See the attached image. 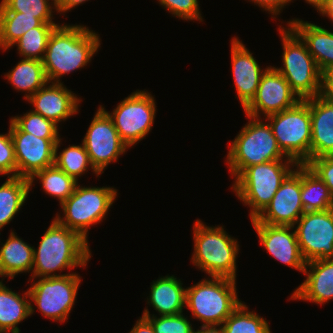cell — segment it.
Segmentation results:
<instances>
[{
	"label": "cell",
	"mask_w": 333,
	"mask_h": 333,
	"mask_svg": "<svg viewBox=\"0 0 333 333\" xmlns=\"http://www.w3.org/2000/svg\"><path fill=\"white\" fill-rule=\"evenodd\" d=\"M100 35L83 25H58L51 33L42 60L48 82L87 66L101 46Z\"/></svg>",
	"instance_id": "cell-1"
},
{
	"label": "cell",
	"mask_w": 333,
	"mask_h": 333,
	"mask_svg": "<svg viewBox=\"0 0 333 333\" xmlns=\"http://www.w3.org/2000/svg\"><path fill=\"white\" fill-rule=\"evenodd\" d=\"M89 243L76 231L68 229L53 218L38 248H34L33 268L30 278L64 276V269L86 267L91 256Z\"/></svg>",
	"instance_id": "cell-2"
},
{
	"label": "cell",
	"mask_w": 333,
	"mask_h": 333,
	"mask_svg": "<svg viewBox=\"0 0 333 333\" xmlns=\"http://www.w3.org/2000/svg\"><path fill=\"white\" fill-rule=\"evenodd\" d=\"M194 251L191 261L209 277L236 280V258L239 254L237 239L231 237L224 226H207L197 219L193 225Z\"/></svg>",
	"instance_id": "cell-3"
},
{
	"label": "cell",
	"mask_w": 333,
	"mask_h": 333,
	"mask_svg": "<svg viewBox=\"0 0 333 333\" xmlns=\"http://www.w3.org/2000/svg\"><path fill=\"white\" fill-rule=\"evenodd\" d=\"M245 116L250 120L232 140L231 145H227L229 151L225 162L234 180L247 167L275 160H293L279 148L268 121L265 123L264 120L261 121L262 118Z\"/></svg>",
	"instance_id": "cell-4"
},
{
	"label": "cell",
	"mask_w": 333,
	"mask_h": 333,
	"mask_svg": "<svg viewBox=\"0 0 333 333\" xmlns=\"http://www.w3.org/2000/svg\"><path fill=\"white\" fill-rule=\"evenodd\" d=\"M299 164L295 160H275L247 167L234 181L235 196L250 207L256 218L271 202L282 182Z\"/></svg>",
	"instance_id": "cell-5"
},
{
	"label": "cell",
	"mask_w": 333,
	"mask_h": 333,
	"mask_svg": "<svg viewBox=\"0 0 333 333\" xmlns=\"http://www.w3.org/2000/svg\"><path fill=\"white\" fill-rule=\"evenodd\" d=\"M283 67H274L300 100L321 94L322 73L300 36L288 25L279 26Z\"/></svg>",
	"instance_id": "cell-6"
},
{
	"label": "cell",
	"mask_w": 333,
	"mask_h": 333,
	"mask_svg": "<svg viewBox=\"0 0 333 333\" xmlns=\"http://www.w3.org/2000/svg\"><path fill=\"white\" fill-rule=\"evenodd\" d=\"M236 291V280L204 278L186 288L185 307L202 326L222 325L242 302Z\"/></svg>",
	"instance_id": "cell-7"
},
{
	"label": "cell",
	"mask_w": 333,
	"mask_h": 333,
	"mask_svg": "<svg viewBox=\"0 0 333 333\" xmlns=\"http://www.w3.org/2000/svg\"><path fill=\"white\" fill-rule=\"evenodd\" d=\"M117 194L114 187H85L77 184L74 192L60 205L64 217L58 213L54 218L88 242L89 228L105 219Z\"/></svg>",
	"instance_id": "cell-8"
},
{
	"label": "cell",
	"mask_w": 333,
	"mask_h": 333,
	"mask_svg": "<svg viewBox=\"0 0 333 333\" xmlns=\"http://www.w3.org/2000/svg\"><path fill=\"white\" fill-rule=\"evenodd\" d=\"M264 120L270 124L279 148L287 157L298 164L310 161L311 117L305 100Z\"/></svg>",
	"instance_id": "cell-9"
},
{
	"label": "cell",
	"mask_w": 333,
	"mask_h": 333,
	"mask_svg": "<svg viewBox=\"0 0 333 333\" xmlns=\"http://www.w3.org/2000/svg\"><path fill=\"white\" fill-rule=\"evenodd\" d=\"M31 280L33 283L27 289L30 303H34L30 304V315L35 312L33 306H37L45 318L53 322H66L77 298L81 276L73 272L64 276L31 278L30 282Z\"/></svg>",
	"instance_id": "cell-10"
},
{
	"label": "cell",
	"mask_w": 333,
	"mask_h": 333,
	"mask_svg": "<svg viewBox=\"0 0 333 333\" xmlns=\"http://www.w3.org/2000/svg\"><path fill=\"white\" fill-rule=\"evenodd\" d=\"M100 107L112 119L121 140L131 148L151 131L156 115V102L148 90H136L123 99L113 112Z\"/></svg>",
	"instance_id": "cell-11"
},
{
	"label": "cell",
	"mask_w": 333,
	"mask_h": 333,
	"mask_svg": "<svg viewBox=\"0 0 333 333\" xmlns=\"http://www.w3.org/2000/svg\"><path fill=\"white\" fill-rule=\"evenodd\" d=\"M293 228L306 263L333 258V208L304 212Z\"/></svg>",
	"instance_id": "cell-12"
},
{
	"label": "cell",
	"mask_w": 333,
	"mask_h": 333,
	"mask_svg": "<svg viewBox=\"0 0 333 333\" xmlns=\"http://www.w3.org/2000/svg\"><path fill=\"white\" fill-rule=\"evenodd\" d=\"M91 164L104 173L111 162H117L120 155L129 148L120 138L112 119L99 106L82 140Z\"/></svg>",
	"instance_id": "cell-13"
},
{
	"label": "cell",
	"mask_w": 333,
	"mask_h": 333,
	"mask_svg": "<svg viewBox=\"0 0 333 333\" xmlns=\"http://www.w3.org/2000/svg\"><path fill=\"white\" fill-rule=\"evenodd\" d=\"M301 164L287 176L276 191L271 202L254 219L252 223L294 226L303 215L301 201Z\"/></svg>",
	"instance_id": "cell-14"
},
{
	"label": "cell",
	"mask_w": 333,
	"mask_h": 333,
	"mask_svg": "<svg viewBox=\"0 0 333 333\" xmlns=\"http://www.w3.org/2000/svg\"><path fill=\"white\" fill-rule=\"evenodd\" d=\"M299 101L285 78L270 65L262 75L255 97L243 110L248 116L262 118V114L266 118L294 107Z\"/></svg>",
	"instance_id": "cell-15"
},
{
	"label": "cell",
	"mask_w": 333,
	"mask_h": 333,
	"mask_svg": "<svg viewBox=\"0 0 333 333\" xmlns=\"http://www.w3.org/2000/svg\"><path fill=\"white\" fill-rule=\"evenodd\" d=\"M9 125L17 162V176L29 179L37 171L54 165L55 146L59 139H43L22 132L11 120Z\"/></svg>",
	"instance_id": "cell-16"
},
{
	"label": "cell",
	"mask_w": 333,
	"mask_h": 333,
	"mask_svg": "<svg viewBox=\"0 0 333 333\" xmlns=\"http://www.w3.org/2000/svg\"><path fill=\"white\" fill-rule=\"evenodd\" d=\"M260 244L277 261L304 272V261L293 226L252 223Z\"/></svg>",
	"instance_id": "cell-17"
},
{
	"label": "cell",
	"mask_w": 333,
	"mask_h": 333,
	"mask_svg": "<svg viewBox=\"0 0 333 333\" xmlns=\"http://www.w3.org/2000/svg\"><path fill=\"white\" fill-rule=\"evenodd\" d=\"M231 60L237 98L244 109L255 97L262 75L270 66L262 69L238 37L231 40Z\"/></svg>",
	"instance_id": "cell-18"
},
{
	"label": "cell",
	"mask_w": 333,
	"mask_h": 333,
	"mask_svg": "<svg viewBox=\"0 0 333 333\" xmlns=\"http://www.w3.org/2000/svg\"><path fill=\"white\" fill-rule=\"evenodd\" d=\"M27 101L33 105V112L58 125L61 121H66L78 113V106L82 100L73 91L67 89L63 82H48Z\"/></svg>",
	"instance_id": "cell-19"
},
{
	"label": "cell",
	"mask_w": 333,
	"mask_h": 333,
	"mask_svg": "<svg viewBox=\"0 0 333 333\" xmlns=\"http://www.w3.org/2000/svg\"><path fill=\"white\" fill-rule=\"evenodd\" d=\"M303 274L306 279L293 291L290 299L317 305L333 299V258L307 262Z\"/></svg>",
	"instance_id": "cell-20"
},
{
	"label": "cell",
	"mask_w": 333,
	"mask_h": 333,
	"mask_svg": "<svg viewBox=\"0 0 333 333\" xmlns=\"http://www.w3.org/2000/svg\"><path fill=\"white\" fill-rule=\"evenodd\" d=\"M305 101L311 117L310 160L333 155V103L321 95Z\"/></svg>",
	"instance_id": "cell-21"
},
{
	"label": "cell",
	"mask_w": 333,
	"mask_h": 333,
	"mask_svg": "<svg viewBox=\"0 0 333 333\" xmlns=\"http://www.w3.org/2000/svg\"><path fill=\"white\" fill-rule=\"evenodd\" d=\"M287 22L304 41L321 73L333 68V32L302 19Z\"/></svg>",
	"instance_id": "cell-22"
},
{
	"label": "cell",
	"mask_w": 333,
	"mask_h": 333,
	"mask_svg": "<svg viewBox=\"0 0 333 333\" xmlns=\"http://www.w3.org/2000/svg\"><path fill=\"white\" fill-rule=\"evenodd\" d=\"M147 304L151 305L159 316L183 313L185 308L186 288L174 275L159 277L151 282Z\"/></svg>",
	"instance_id": "cell-23"
},
{
	"label": "cell",
	"mask_w": 333,
	"mask_h": 333,
	"mask_svg": "<svg viewBox=\"0 0 333 333\" xmlns=\"http://www.w3.org/2000/svg\"><path fill=\"white\" fill-rule=\"evenodd\" d=\"M1 242V241H0ZM0 247V277L13 279L21 273L32 272L34 246L32 247L11 230L8 239Z\"/></svg>",
	"instance_id": "cell-24"
},
{
	"label": "cell",
	"mask_w": 333,
	"mask_h": 333,
	"mask_svg": "<svg viewBox=\"0 0 333 333\" xmlns=\"http://www.w3.org/2000/svg\"><path fill=\"white\" fill-rule=\"evenodd\" d=\"M0 280V333H20L18 324L30 315L28 290L23 296L12 291Z\"/></svg>",
	"instance_id": "cell-25"
},
{
	"label": "cell",
	"mask_w": 333,
	"mask_h": 333,
	"mask_svg": "<svg viewBox=\"0 0 333 333\" xmlns=\"http://www.w3.org/2000/svg\"><path fill=\"white\" fill-rule=\"evenodd\" d=\"M5 78L14 86V89L25 92V100L48 84L43 62L37 59H21L11 71L5 74Z\"/></svg>",
	"instance_id": "cell-26"
},
{
	"label": "cell",
	"mask_w": 333,
	"mask_h": 333,
	"mask_svg": "<svg viewBox=\"0 0 333 333\" xmlns=\"http://www.w3.org/2000/svg\"><path fill=\"white\" fill-rule=\"evenodd\" d=\"M31 186L24 177H7L0 186V230L14 219L26 203Z\"/></svg>",
	"instance_id": "cell-27"
},
{
	"label": "cell",
	"mask_w": 333,
	"mask_h": 333,
	"mask_svg": "<svg viewBox=\"0 0 333 333\" xmlns=\"http://www.w3.org/2000/svg\"><path fill=\"white\" fill-rule=\"evenodd\" d=\"M301 201L304 211L333 208V196L325 183L305 164H301Z\"/></svg>",
	"instance_id": "cell-28"
},
{
	"label": "cell",
	"mask_w": 333,
	"mask_h": 333,
	"mask_svg": "<svg viewBox=\"0 0 333 333\" xmlns=\"http://www.w3.org/2000/svg\"><path fill=\"white\" fill-rule=\"evenodd\" d=\"M40 180L42 189L50 197L57 198L60 205L74 192L78 182L55 164L37 171L29 178L30 186H33L34 180Z\"/></svg>",
	"instance_id": "cell-29"
},
{
	"label": "cell",
	"mask_w": 333,
	"mask_h": 333,
	"mask_svg": "<svg viewBox=\"0 0 333 333\" xmlns=\"http://www.w3.org/2000/svg\"><path fill=\"white\" fill-rule=\"evenodd\" d=\"M62 138L58 140L55 146V165L64 171L68 176L73 177L77 182L78 178L85 174L89 169L98 177L101 175L91 164L89 155L84 144L69 145L61 152L60 148ZM58 152V153H57ZM89 168V169H88Z\"/></svg>",
	"instance_id": "cell-30"
},
{
	"label": "cell",
	"mask_w": 333,
	"mask_h": 333,
	"mask_svg": "<svg viewBox=\"0 0 333 333\" xmlns=\"http://www.w3.org/2000/svg\"><path fill=\"white\" fill-rule=\"evenodd\" d=\"M42 22L35 16L16 11H0V49L10 50L13 44L27 31L39 27Z\"/></svg>",
	"instance_id": "cell-31"
},
{
	"label": "cell",
	"mask_w": 333,
	"mask_h": 333,
	"mask_svg": "<svg viewBox=\"0 0 333 333\" xmlns=\"http://www.w3.org/2000/svg\"><path fill=\"white\" fill-rule=\"evenodd\" d=\"M59 23H42L24 33L14 44L22 58L43 60L48 40Z\"/></svg>",
	"instance_id": "cell-32"
},
{
	"label": "cell",
	"mask_w": 333,
	"mask_h": 333,
	"mask_svg": "<svg viewBox=\"0 0 333 333\" xmlns=\"http://www.w3.org/2000/svg\"><path fill=\"white\" fill-rule=\"evenodd\" d=\"M243 302L221 325L224 333H271L269 322L256 314Z\"/></svg>",
	"instance_id": "cell-33"
},
{
	"label": "cell",
	"mask_w": 333,
	"mask_h": 333,
	"mask_svg": "<svg viewBox=\"0 0 333 333\" xmlns=\"http://www.w3.org/2000/svg\"><path fill=\"white\" fill-rule=\"evenodd\" d=\"M51 3V4H50ZM52 10H57L56 0H1L0 11H16L23 15L35 16L42 23H56Z\"/></svg>",
	"instance_id": "cell-34"
},
{
	"label": "cell",
	"mask_w": 333,
	"mask_h": 333,
	"mask_svg": "<svg viewBox=\"0 0 333 333\" xmlns=\"http://www.w3.org/2000/svg\"><path fill=\"white\" fill-rule=\"evenodd\" d=\"M10 120L22 131L43 139H60L59 125L30 110Z\"/></svg>",
	"instance_id": "cell-35"
},
{
	"label": "cell",
	"mask_w": 333,
	"mask_h": 333,
	"mask_svg": "<svg viewBox=\"0 0 333 333\" xmlns=\"http://www.w3.org/2000/svg\"><path fill=\"white\" fill-rule=\"evenodd\" d=\"M142 314V317L152 325L154 333H194L195 331L188 317H185L183 313L157 317L145 308Z\"/></svg>",
	"instance_id": "cell-36"
},
{
	"label": "cell",
	"mask_w": 333,
	"mask_h": 333,
	"mask_svg": "<svg viewBox=\"0 0 333 333\" xmlns=\"http://www.w3.org/2000/svg\"><path fill=\"white\" fill-rule=\"evenodd\" d=\"M172 16L186 21H203L198 0H157Z\"/></svg>",
	"instance_id": "cell-37"
},
{
	"label": "cell",
	"mask_w": 333,
	"mask_h": 333,
	"mask_svg": "<svg viewBox=\"0 0 333 333\" xmlns=\"http://www.w3.org/2000/svg\"><path fill=\"white\" fill-rule=\"evenodd\" d=\"M0 175L17 176V162L10 130L6 134H0Z\"/></svg>",
	"instance_id": "cell-38"
},
{
	"label": "cell",
	"mask_w": 333,
	"mask_h": 333,
	"mask_svg": "<svg viewBox=\"0 0 333 333\" xmlns=\"http://www.w3.org/2000/svg\"><path fill=\"white\" fill-rule=\"evenodd\" d=\"M306 165L325 183L333 196V155L311 159Z\"/></svg>",
	"instance_id": "cell-39"
},
{
	"label": "cell",
	"mask_w": 333,
	"mask_h": 333,
	"mask_svg": "<svg viewBox=\"0 0 333 333\" xmlns=\"http://www.w3.org/2000/svg\"><path fill=\"white\" fill-rule=\"evenodd\" d=\"M254 2L260 8H263L266 12L273 16L272 18H276L277 15H280L283 8L293 2V0H249V2Z\"/></svg>",
	"instance_id": "cell-40"
},
{
	"label": "cell",
	"mask_w": 333,
	"mask_h": 333,
	"mask_svg": "<svg viewBox=\"0 0 333 333\" xmlns=\"http://www.w3.org/2000/svg\"><path fill=\"white\" fill-rule=\"evenodd\" d=\"M327 101L333 103V68L322 73L321 94Z\"/></svg>",
	"instance_id": "cell-41"
},
{
	"label": "cell",
	"mask_w": 333,
	"mask_h": 333,
	"mask_svg": "<svg viewBox=\"0 0 333 333\" xmlns=\"http://www.w3.org/2000/svg\"><path fill=\"white\" fill-rule=\"evenodd\" d=\"M87 1L89 0H56V11L60 14L66 13L69 10L71 11V9Z\"/></svg>",
	"instance_id": "cell-42"
},
{
	"label": "cell",
	"mask_w": 333,
	"mask_h": 333,
	"mask_svg": "<svg viewBox=\"0 0 333 333\" xmlns=\"http://www.w3.org/2000/svg\"><path fill=\"white\" fill-rule=\"evenodd\" d=\"M129 333H154V330L152 325L144 317H140Z\"/></svg>",
	"instance_id": "cell-43"
},
{
	"label": "cell",
	"mask_w": 333,
	"mask_h": 333,
	"mask_svg": "<svg viewBox=\"0 0 333 333\" xmlns=\"http://www.w3.org/2000/svg\"><path fill=\"white\" fill-rule=\"evenodd\" d=\"M200 328V329H199ZM194 333H224L221 325L200 326Z\"/></svg>",
	"instance_id": "cell-44"
},
{
	"label": "cell",
	"mask_w": 333,
	"mask_h": 333,
	"mask_svg": "<svg viewBox=\"0 0 333 333\" xmlns=\"http://www.w3.org/2000/svg\"><path fill=\"white\" fill-rule=\"evenodd\" d=\"M327 1L328 0H305V2L309 5H312V7H314L319 14L326 7Z\"/></svg>",
	"instance_id": "cell-45"
},
{
	"label": "cell",
	"mask_w": 333,
	"mask_h": 333,
	"mask_svg": "<svg viewBox=\"0 0 333 333\" xmlns=\"http://www.w3.org/2000/svg\"><path fill=\"white\" fill-rule=\"evenodd\" d=\"M322 16L328 17L333 22V0H328L326 7L320 13Z\"/></svg>",
	"instance_id": "cell-46"
}]
</instances>
